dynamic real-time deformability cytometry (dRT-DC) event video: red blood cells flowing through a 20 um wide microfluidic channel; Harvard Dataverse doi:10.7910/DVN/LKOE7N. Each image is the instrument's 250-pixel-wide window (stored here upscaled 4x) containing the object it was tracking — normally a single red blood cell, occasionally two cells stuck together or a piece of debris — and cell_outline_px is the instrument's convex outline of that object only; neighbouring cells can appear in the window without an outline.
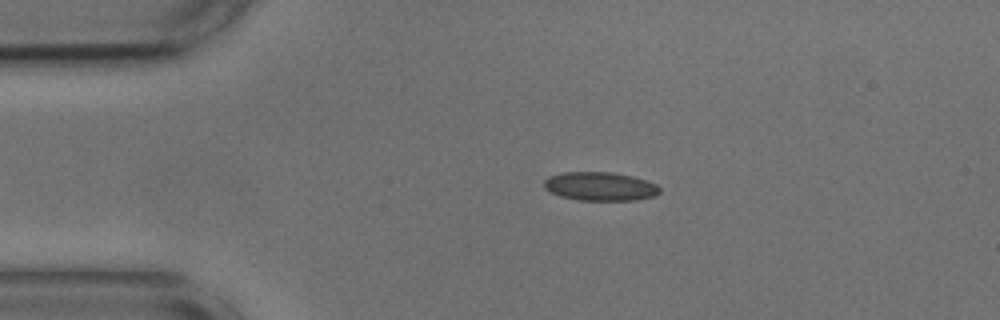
{"species": "common noctule bat (a hibernating species)", "species_latin": "Nyctalus noctula", "temperature_condition": "cold", "stored_images_in_passage": 14, "camera_frame_rate_fps": 3000, "um_per_image_px": 0.085, "animal": {"sex": "male", "body_mass_g": 17.9, "forearm_length_mm": 54.2}, "frame": {"image": 1, "passage_image": 8, "time_ms": 2.333, "image_size_px": [1000, 320], "cell_outline_px": [[660, 192], [656, 196], [636, 200], [580, 200], [560, 196], [544, 188], [544, 180], [548, 176], [564, 172], [612, 172], [632, 176], [656, 184], [660, 188]], "centroid_in_image_um": [51.01, 15.84], "position_along_channel_um": 34.0, "area_um2": 19.31}}